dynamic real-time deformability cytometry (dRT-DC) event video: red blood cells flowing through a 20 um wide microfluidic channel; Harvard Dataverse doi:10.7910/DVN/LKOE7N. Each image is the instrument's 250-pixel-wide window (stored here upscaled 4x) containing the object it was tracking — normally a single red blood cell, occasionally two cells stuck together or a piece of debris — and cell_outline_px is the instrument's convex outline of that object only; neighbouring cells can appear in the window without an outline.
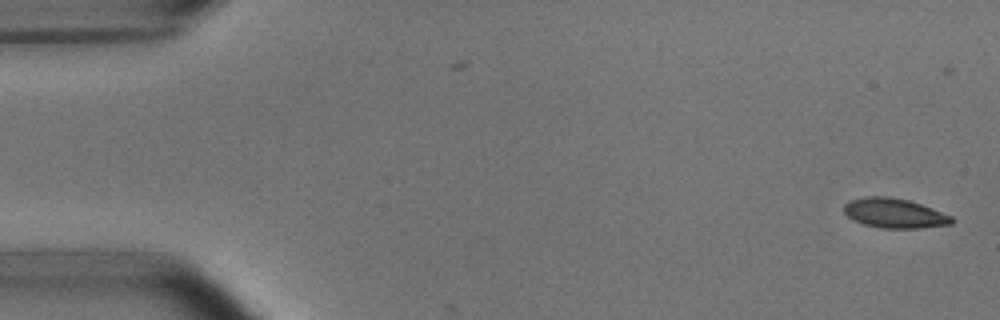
{"species": "common noctule bat (a hibernating species)", "species_latin": "Nyctalus noctula", "temperature_condition": "room temperature", "stored_images_in_passage": 3, "camera_frame_rate_fps": 3000, "um_per_image_px": 0.085, "animal": {"sex": "male", "body_mass_g": 15.6}, "frame": {"image": 1, "passage_image": 1, "time_ms": 0.0, "image_size_px": [1000, 320], "cell_outline_px": [[956, 220], [952, 224], [920, 228], [880, 228], [864, 224], [852, 220], [844, 212], [844, 204], [848, 200], [864, 196], [888, 196], [908, 200], [932, 208], [952, 216]], "centroid_in_image_um": [76.02, 18.12], "position_along_channel_um": 9.0, "area_um2": 18.79}}